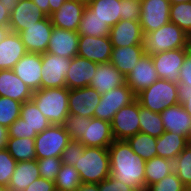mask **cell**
<instances>
[{
  "instance_id": "13",
  "label": "cell",
  "mask_w": 191,
  "mask_h": 191,
  "mask_svg": "<svg viewBox=\"0 0 191 191\" xmlns=\"http://www.w3.org/2000/svg\"><path fill=\"white\" fill-rule=\"evenodd\" d=\"M112 43L109 37H91L79 35L77 55L94 63H108L112 55Z\"/></svg>"
},
{
  "instance_id": "35",
  "label": "cell",
  "mask_w": 191,
  "mask_h": 191,
  "mask_svg": "<svg viewBox=\"0 0 191 191\" xmlns=\"http://www.w3.org/2000/svg\"><path fill=\"white\" fill-rule=\"evenodd\" d=\"M140 132L158 138L164 132V125L160 113L153 112L139 104Z\"/></svg>"
},
{
  "instance_id": "55",
  "label": "cell",
  "mask_w": 191,
  "mask_h": 191,
  "mask_svg": "<svg viewBox=\"0 0 191 191\" xmlns=\"http://www.w3.org/2000/svg\"><path fill=\"white\" fill-rule=\"evenodd\" d=\"M44 14L49 16V0H32Z\"/></svg>"
},
{
  "instance_id": "22",
  "label": "cell",
  "mask_w": 191,
  "mask_h": 191,
  "mask_svg": "<svg viewBox=\"0 0 191 191\" xmlns=\"http://www.w3.org/2000/svg\"><path fill=\"white\" fill-rule=\"evenodd\" d=\"M97 65V63L78 55L71 58L70 68L65 78L66 87L71 90L89 86Z\"/></svg>"
},
{
  "instance_id": "50",
  "label": "cell",
  "mask_w": 191,
  "mask_h": 191,
  "mask_svg": "<svg viewBox=\"0 0 191 191\" xmlns=\"http://www.w3.org/2000/svg\"><path fill=\"white\" fill-rule=\"evenodd\" d=\"M179 72L180 78L178 80V83L191 86V50L186 53L184 63L182 64Z\"/></svg>"
},
{
  "instance_id": "1",
  "label": "cell",
  "mask_w": 191,
  "mask_h": 191,
  "mask_svg": "<svg viewBox=\"0 0 191 191\" xmlns=\"http://www.w3.org/2000/svg\"><path fill=\"white\" fill-rule=\"evenodd\" d=\"M110 174L134 191H145V160L126 140H114L108 147Z\"/></svg>"
},
{
  "instance_id": "40",
  "label": "cell",
  "mask_w": 191,
  "mask_h": 191,
  "mask_svg": "<svg viewBox=\"0 0 191 191\" xmlns=\"http://www.w3.org/2000/svg\"><path fill=\"white\" fill-rule=\"evenodd\" d=\"M174 172L188 188L191 184V143L175 158Z\"/></svg>"
},
{
  "instance_id": "23",
  "label": "cell",
  "mask_w": 191,
  "mask_h": 191,
  "mask_svg": "<svg viewBox=\"0 0 191 191\" xmlns=\"http://www.w3.org/2000/svg\"><path fill=\"white\" fill-rule=\"evenodd\" d=\"M0 96L24 103L31 100L33 91L12 69L0 70Z\"/></svg>"
},
{
  "instance_id": "58",
  "label": "cell",
  "mask_w": 191,
  "mask_h": 191,
  "mask_svg": "<svg viewBox=\"0 0 191 191\" xmlns=\"http://www.w3.org/2000/svg\"><path fill=\"white\" fill-rule=\"evenodd\" d=\"M11 32V29L7 26H0V42L4 40L6 36Z\"/></svg>"
},
{
  "instance_id": "27",
  "label": "cell",
  "mask_w": 191,
  "mask_h": 191,
  "mask_svg": "<svg viewBox=\"0 0 191 191\" xmlns=\"http://www.w3.org/2000/svg\"><path fill=\"white\" fill-rule=\"evenodd\" d=\"M144 54V45L113 47L110 62L126 77Z\"/></svg>"
},
{
  "instance_id": "36",
  "label": "cell",
  "mask_w": 191,
  "mask_h": 191,
  "mask_svg": "<svg viewBox=\"0 0 191 191\" xmlns=\"http://www.w3.org/2000/svg\"><path fill=\"white\" fill-rule=\"evenodd\" d=\"M126 141L131 149L145 161L157 156L156 137L139 132Z\"/></svg>"
},
{
  "instance_id": "51",
  "label": "cell",
  "mask_w": 191,
  "mask_h": 191,
  "mask_svg": "<svg viewBox=\"0 0 191 191\" xmlns=\"http://www.w3.org/2000/svg\"><path fill=\"white\" fill-rule=\"evenodd\" d=\"M24 191H56L55 182L40 177L33 181Z\"/></svg>"
},
{
  "instance_id": "48",
  "label": "cell",
  "mask_w": 191,
  "mask_h": 191,
  "mask_svg": "<svg viewBox=\"0 0 191 191\" xmlns=\"http://www.w3.org/2000/svg\"><path fill=\"white\" fill-rule=\"evenodd\" d=\"M99 191H134L121 181H118L111 174L99 183Z\"/></svg>"
},
{
  "instance_id": "39",
  "label": "cell",
  "mask_w": 191,
  "mask_h": 191,
  "mask_svg": "<svg viewBox=\"0 0 191 191\" xmlns=\"http://www.w3.org/2000/svg\"><path fill=\"white\" fill-rule=\"evenodd\" d=\"M21 102L0 96V125L9 128L20 117Z\"/></svg>"
},
{
  "instance_id": "4",
  "label": "cell",
  "mask_w": 191,
  "mask_h": 191,
  "mask_svg": "<svg viewBox=\"0 0 191 191\" xmlns=\"http://www.w3.org/2000/svg\"><path fill=\"white\" fill-rule=\"evenodd\" d=\"M143 44L145 54L152 56L169 50L190 48V37L176 24L169 22L158 30L146 33Z\"/></svg>"
},
{
  "instance_id": "12",
  "label": "cell",
  "mask_w": 191,
  "mask_h": 191,
  "mask_svg": "<svg viewBox=\"0 0 191 191\" xmlns=\"http://www.w3.org/2000/svg\"><path fill=\"white\" fill-rule=\"evenodd\" d=\"M53 27L50 17L47 16L28 29L19 32L18 34L26 51L39 54L45 53L49 46Z\"/></svg>"
},
{
  "instance_id": "28",
  "label": "cell",
  "mask_w": 191,
  "mask_h": 191,
  "mask_svg": "<svg viewBox=\"0 0 191 191\" xmlns=\"http://www.w3.org/2000/svg\"><path fill=\"white\" fill-rule=\"evenodd\" d=\"M189 143L187 137L165 131L156 141L157 156L174 161Z\"/></svg>"
},
{
  "instance_id": "5",
  "label": "cell",
  "mask_w": 191,
  "mask_h": 191,
  "mask_svg": "<svg viewBox=\"0 0 191 191\" xmlns=\"http://www.w3.org/2000/svg\"><path fill=\"white\" fill-rule=\"evenodd\" d=\"M140 106L156 113L179 104L177 83L159 78L150 87L136 95Z\"/></svg>"
},
{
  "instance_id": "47",
  "label": "cell",
  "mask_w": 191,
  "mask_h": 191,
  "mask_svg": "<svg viewBox=\"0 0 191 191\" xmlns=\"http://www.w3.org/2000/svg\"><path fill=\"white\" fill-rule=\"evenodd\" d=\"M36 135V133H31L29 126L22 117H19L8 128V136L12 138H35Z\"/></svg>"
},
{
  "instance_id": "45",
  "label": "cell",
  "mask_w": 191,
  "mask_h": 191,
  "mask_svg": "<svg viewBox=\"0 0 191 191\" xmlns=\"http://www.w3.org/2000/svg\"><path fill=\"white\" fill-rule=\"evenodd\" d=\"M85 145L79 141H72L65 147L61 155L63 164L74 166L79 156L83 155Z\"/></svg>"
},
{
  "instance_id": "33",
  "label": "cell",
  "mask_w": 191,
  "mask_h": 191,
  "mask_svg": "<svg viewBox=\"0 0 191 191\" xmlns=\"http://www.w3.org/2000/svg\"><path fill=\"white\" fill-rule=\"evenodd\" d=\"M6 149L17 162L36 160L35 138L8 137Z\"/></svg>"
},
{
  "instance_id": "37",
  "label": "cell",
  "mask_w": 191,
  "mask_h": 191,
  "mask_svg": "<svg viewBox=\"0 0 191 191\" xmlns=\"http://www.w3.org/2000/svg\"><path fill=\"white\" fill-rule=\"evenodd\" d=\"M81 183L77 169L62 163L55 181L56 191H74Z\"/></svg>"
},
{
  "instance_id": "6",
  "label": "cell",
  "mask_w": 191,
  "mask_h": 191,
  "mask_svg": "<svg viewBox=\"0 0 191 191\" xmlns=\"http://www.w3.org/2000/svg\"><path fill=\"white\" fill-rule=\"evenodd\" d=\"M71 142L63 125L51 124L35 136L36 159L61 157L65 147Z\"/></svg>"
},
{
  "instance_id": "26",
  "label": "cell",
  "mask_w": 191,
  "mask_h": 191,
  "mask_svg": "<svg viewBox=\"0 0 191 191\" xmlns=\"http://www.w3.org/2000/svg\"><path fill=\"white\" fill-rule=\"evenodd\" d=\"M27 53L18 33L10 32L0 42V70L12 69Z\"/></svg>"
},
{
  "instance_id": "41",
  "label": "cell",
  "mask_w": 191,
  "mask_h": 191,
  "mask_svg": "<svg viewBox=\"0 0 191 191\" xmlns=\"http://www.w3.org/2000/svg\"><path fill=\"white\" fill-rule=\"evenodd\" d=\"M36 160L40 177L55 182L62 165L61 157H47Z\"/></svg>"
},
{
  "instance_id": "61",
  "label": "cell",
  "mask_w": 191,
  "mask_h": 191,
  "mask_svg": "<svg viewBox=\"0 0 191 191\" xmlns=\"http://www.w3.org/2000/svg\"><path fill=\"white\" fill-rule=\"evenodd\" d=\"M77 1L83 2L87 5L91 0H77Z\"/></svg>"
},
{
  "instance_id": "16",
  "label": "cell",
  "mask_w": 191,
  "mask_h": 191,
  "mask_svg": "<svg viewBox=\"0 0 191 191\" xmlns=\"http://www.w3.org/2000/svg\"><path fill=\"white\" fill-rule=\"evenodd\" d=\"M158 79L151 55L144 54L133 67V70L127 74L125 82L137 95Z\"/></svg>"
},
{
  "instance_id": "34",
  "label": "cell",
  "mask_w": 191,
  "mask_h": 191,
  "mask_svg": "<svg viewBox=\"0 0 191 191\" xmlns=\"http://www.w3.org/2000/svg\"><path fill=\"white\" fill-rule=\"evenodd\" d=\"M20 117L26 121L31 133L39 134L51 125L32 100L22 103Z\"/></svg>"
},
{
  "instance_id": "49",
  "label": "cell",
  "mask_w": 191,
  "mask_h": 191,
  "mask_svg": "<svg viewBox=\"0 0 191 191\" xmlns=\"http://www.w3.org/2000/svg\"><path fill=\"white\" fill-rule=\"evenodd\" d=\"M178 99L184 109L191 116V86L177 83Z\"/></svg>"
},
{
  "instance_id": "25",
  "label": "cell",
  "mask_w": 191,
  "mask_h": 191,
  "mask_svg": "<svg viewBox=\"0 0 191 191\" xmlns=\"http://www.w3.org/2000/svg\"><path fill=\"white\" fill-rule=\"evenodd\" d=\"M124 83L125 76L111 62H108L97 65L89 86L102 95Z\"/></svg>"
},
{
  "instance_id": "32",
  "label": "cell",
  "mask_w": 191,
  "mask_h": 191,
  "mask_svg": "<svg viewBox=\"0 0 191 191\" xmlns=\"http://www.w3.org/2000/svg\"><path fill=\"white\" fill-rule=\"evenodd\" d=\"M110 27L99 17L94 15L87 6L85 7L78 28L79 35L91 37H109Z\"/></svg>"
},
{
  "instance_id": "10",
  "label": "cell",
  "mask_w": 191,
  "mask_h": 191,
  "mask_svg": "<svg viewBox=\"0 0 191 191\" xmlns=\"http://www.w3.org/2000/svg\"><path fill=\"white\" fill-rule=\"evenodd\" d=\"M169 0H143L141 1V24L144 35L158 30L170 22Z\"/></svg>"
},
{
  "instance_id": "60",
  "label": "cell",
  "mask_w": 191,
  "mask_h": 191,
  "mask_svg": "<svg viewBox=\"0 0 191 191\" xmlns=\"http://www.w3.org/2000/svg\"><path fill=\"white\" fill-rule=\"evenodd\" d=\"M0 191H8V187L0 184Z\"/></svg>"
},
{
  "instance_id": "7",
  "label": "cell",
  "mask_w": 191,
  "mask_h": 191,
  "mask_svg": "<svg viewBox=\"0 0 191 191\" xmlns=\"http://www.w3.org/2000/svg\"><path fill=\"white\" fill-rule=\"evenodd\" d=\"M136 99V95L126 82L101 95L99 104L94 111V118L107 122L112 121L116 112Z\"/></svg>"
},
{
  "instance_id": "9",
  "label": "cell",
  "mask_w": 191,
  "mask_h": 191,
  "mask_svg": "<svg viewBox=\"0 0 191 191\" xmlns=\"http://www.w3.org/2000/svg\"><path fill=\"white\" fill-rule=\"evenodd\" d=\"M111 129L115 140H127L140 132L137 99L116 112L111 121Z\"/></svg>"
},
{
  "instance_id": "20",
  "label": "cell",
  "mask_w": 191,
  "mask_h": 191,
  "mask_svg": "<svg viewBox=\"0 0 191 191\" xmlns=\"http://www.w3.org/2000/svg\"><path fill=\"white\" fill-rule=\"evenodd\" d=\"M78 45L79 34L77 31L65 30L54 26L46 52L71 59L77 56Z\"/></svg>"
},
{
  "instance_id": "54",
  "label": "cell",
  "mask_w": 191,
  "mask_h": 191,
  "mask_svg": "<svg viewBox=\"0 0 191 191\" xmlns=\"http://www.w3.org/2000/svg\"><path fill=\"white\" fill-rule=\"evenodd\" d=\"M74 191H99V184L81 183Z\"/></svg>"
},
{
  "instance_id": "24",
  "label": "cell",
  "mask_w": 191,
  "mask_h": 191,
  "mask_svg": "<svg viewBox=\"0 0 191 191\" xmlns=\"http://www.w3.org/2000/svg\"><path fill=\"white\" fill-rule=\"evenodd\" d=\"M160 115L165 131L177 133L191 140V116L181 104L164 109Z\"/></svg>"
},
{
  "instance_id": "8",
  "label": "cell",
  "mask_w": 191,
  "mask_h": 191,
  "mask_svg": "<svg viewBox=\"0 0 191 191\" xmlns=\"http://www.w3.org/2000/svg\"><path fill=\"white\" fill-rule=\"evenodd\" d=\"M71 59L51 53L42 54L41 89L66 87Z\"/></svg>"
},
{
  "instance_id": "59",
  "label": "cell",
  "mask_w": 191,
  "mask_h": 191,
  "mask_svg": "<svg viewBox=\"0 0 191 191\" xmlns=\"http://www.w3.org/2000/svg\"><path fill=\"white\" fill-rule=\"evenodd\" d=\"M171 5L177 4V3H182V2H191V0H169Z\"/></svg>"
},
{
  "instance_id": "14",
  "label": "cell",
  "mask_w": 191,
  "mask_h": 191,
  "mask_svg": "<svg viewBox=\"0 0 191 191\" xmlns=\"http://www.w3.org/2000/svg\"><path fill=\"white\" fill-rule=\"evenodd\" d=\"M101 94L90 86L69 90V114L87 118L94 117V111L99 104Z\"/></svg>"
},
{
  "instance_id": "19",
  "label": "cell",
  "mask_w": 191,
  "mask_h": 191,
  "mask_svg": "<svg viewBox=\"0 0 191 191\" xmlns=\"http://www.w3.org/2000/svg\"><path fill=\"white\" fill-rule=\"evenodd\" d=\"M86 4L77 0H66L49 17L52 25L70 31H78Z\"/></svg>"
},
{
  "instance_id": "46",
  "label": "cell",
  "mask_w": 191,
  "mask_h": 191,
  "mask_svg": "<svg viewBox=\"0 0 191 191\" xmlns=\"http://www.w3.org/2000/svg\"><path fill=\"white\" fill-rule=\"evenodd\" d=\"M120 2L122 3V14H120V20L139 22L141 15V1L120 0Z\"/></svg>"
},
{
  "instance_id": "3",
  "label": "cell",
  "mask_w": 191,
  "mask_h": 191,
  "mask_svg": "<svg viewBox=\"0 0 191 191\" xmlns=\"http://www.w3.org/2000/svg\"><path fill=\"white\" fill-rule=\"evenodd\" d=\"M82 183L99 184L110 175L108 148L86 147L74 164Z\"/></svg>"
},
{
  "instance_id": "29",
  "label": "cell",
  "mask_w": 191,
  "mask_h": 191,
  "mask_svg": "<svg viewBox=\"0 0 191 191\" xmlns=\"http://www.w3.org/2000/svg\"><path fill=\"white\" fill-rule=\"evenodd\" d=\"M40 178L37 160L17 162L8 185V191H24L33 181Z\"/></svg>"
},
{
  "instance_id": "31",
  "label": "cell",
  "mask_w": 191,
  "mask_h": 191,
  "mask_svg": "<svg viewBox=\"0 0 191 191\" xmlns=\"http://www.w3.org/2000/svg\"><path fill=\"white\" fill-rule=\"evenodd\" d=\"M174 172V161L153 157L145 161V189Z\"/></svg>"
},
{
  "instance_id": "57",
  "label": "cell",
  "mask_w": 191,
  "mask_h": 191,
  "mask_svg": "<svg viewBox=\"0 0 191 191\" xmlns=\"http://www.w3.org/2000/svg\"><path fill=\"white\" fill-rule=\"evenodd\" d=\"M3 7L11 13L17 5L18 0H0Z\"/></svg>"
},
{
  "instance_id": "52",
  "label": "cell",
  "mask_w": 191,
  "mask_h": 191,
  "mask_svg": "<svg viewBox=\"0 0 191 191\" xmlns=\"http://www.w3.org/2000/svg\"><path fill=\"white\" fill-rule=\"evenodd\" d=\"M10 13L7 11L0 2V26L9 27Z\"/></svg>"
},
{
  "instance_id": "30",
  "label": "cell",
  "mask_w": 191,
  "mask_h": 191,
  "mask_svg": "<svg viewBox=\"0 0 191 191\" xmlns=\"http://www.w3.org/2000/svg\"><path fill=\"white\" fill-rule=\"evenodd\" d=\"M86 6L110 28L120 21L122 14L120 0H91Z\"/></svg>"
},
{
  "instance_id": "42",
  "label": "cell",
  "mask_w": 191,
  "mask_h": 191,
  "mask_svg": "<svg viewBox=\"0 0 191 191\" xmlns=\"http://www.w3.org/2000/svg\"><path fill=\"white\" fill-rule=\"evenodd\" d=\"M90 118L68 114L67 118L65 119V123L63 126L65 130L70 135L72 141H78L81 136L85 133L86 122Z\"/></svg>"
},
{
  "instance_id": "43",
  "label": "cell",
  "mask_w": 191,
  "mask_h": 191,
  "mask_svg": "<svg viewBox=\"0 0 191 191\" xmlns=\"http://www.w3.org/2000/svg\"><path fill=\"white\" fill-rule=\"evenodd\" d=\"M17 161L7 149H0V184L7 186L10 183Z\"/></svg>"
},
{
  "instance_id": "15",
  "label": "cell",
  "mask_w": 191,
  "mask_h": 191,
  "mask_svg": "<svg viewBox=\"0 0 191 191\" xmlns=\"http://www.w3.org/2000/svg\"><path fill=\"white\" fill-rule=\"evenodd\" d=\"M47 17L32 0H18L10 13L9 28L19 33Z\"/></svg>"
},
{
  "instance_id": "53",
  "label": "cell",
  "mask_w": 191,
  "mask_h": 191,
  "mask_svg": "<svg viewBox=\"0 0 191 191\" xmlns=\"http://www.w3.org/2000/svg\"><path fill=\"white\" fill-rule=\"evenodd\" d=\"M8 137V128L0 125V149H6Z\"/></svg>"
},
{
  "instance_id": "17",
  "label": "cell",
  "mask_w": 191,
  "mask_h": 191,
  "mask_svg": "<svg viewBox=\"0 0 191 191\" xmlns=\"http://www.w3.org/2000/svg\"><path fill=\"white\" fill-rule=\"evenodd\" d=\"M12 70L32 91L41 89L42 54L27 52Z\"/></svg>"
},
{
  "instance_id": "11",
  "label": "cell",
  "mask_w": 191,
  "mask_h": 191,
  "mask_svg": "<svg viewBox=\"0 0 191 191\" xmlns=\"http://www.w3.org/2000/svg\"><path fill=\"white\" fill-rule=\"evenodd\" d=\"M190 48H179L152 55L158 78L178 83L180 69Z\"/></svg>"
},
{
  "instance_id": "21",
  "label": "cell",
  "mask_w": 191,
  "mask_h": 191,
  "mask_svg": "<svg viewBox=\"0 0 191 191\" xmlns=\"http://www.w3.org/2000/svg\"><path fill=\"white\" fill-rule=\"evenodd\" d=\"M84 132L78 141L86 147L108 148L115 140L112 134L111 123L94 117L86 122Z\"/></svg>"
},
{
  "instance_id": "2",
  "label": "cell",
  "mask_w": 191,
  "mask_h": 191,
  "mask_svg": "<svg viewBox=\"0 0 191 191\" xmlns=\"http://www.w3.org/2000/svg\"><path fill=\"white\" fill-rule=\"evenodd\" d=\"M31 100L51 124L63 125L69 114V89L44 88L33 91Z\"/></svg>"
},
{
  "instance_id": "56",
  "label": "cell",
  "mask_w": 191,
  "mask_h": 191,
  "mask_svg": "<svg viewBox=\"0 0 191 191\" xmlns=\"http://www.w3.org/2000/svg\"><path fill=\"white\" fill-rule=\"evenodd\" d=\"M66 0H49V16L57 11Z\"/></svg>"
},
{
  "instance_id": "62",
  "label": "cell",
  "mask_w": 191,
  "mask_h": 191,
  "mask_svg": "<svg viewBox=\"0 0 191 191\" xmlns=\"http://www.w3.org/2000/svg\"><path fill=\"white\" fill-rule=\"evenodd\" d=\"M187 191H191V184H190L189 187L187 188Z\"/></svg>"
},
{
  "instance_id": "38",
  "label": "cell",
  "mask_w": 191,
  "mask_h": 191,
  "mask_svg": "<svg viewBox=\"0 0 191 191\" xmlns=\"http://www.w3.org/2000/svg\"><path fill=\"white\" fill-rule=\"evenodd\" d=\"M170 22L176 24L189 37H191V2H182L171 5Z\"/></svg>"
},
{
  "instance_id": "18",
  "label": "cell",
  "mask_w": 191,
  "mask_h": 191,
  "mask_svg": "<svg viewBox=\"0 0 191 191\" xmlns=\"http://www.w3.org/2000/svg\"><path fill=\"white\" fill-rule=\"evenodd\" d=\"M109 38L113 47L144 45V33L139 22L120 20L111 27Z\"/></svg>"
},
{
  "instance_id": "44",
  "label": "cell",
  "mask_w": 191,
  "mask_h": 191,
  "mask_svg": "<svg viewBox=\"0 0 191 191\" xmlns=\"http://www.w3.org/2000/svg\"><path fill=\"white\" fill-rule=\"evenodd\" d=\"M145 191H187V187L177 177V174L172 172L159 182L149 185Z\"/></svg>"
}]
</instances>
